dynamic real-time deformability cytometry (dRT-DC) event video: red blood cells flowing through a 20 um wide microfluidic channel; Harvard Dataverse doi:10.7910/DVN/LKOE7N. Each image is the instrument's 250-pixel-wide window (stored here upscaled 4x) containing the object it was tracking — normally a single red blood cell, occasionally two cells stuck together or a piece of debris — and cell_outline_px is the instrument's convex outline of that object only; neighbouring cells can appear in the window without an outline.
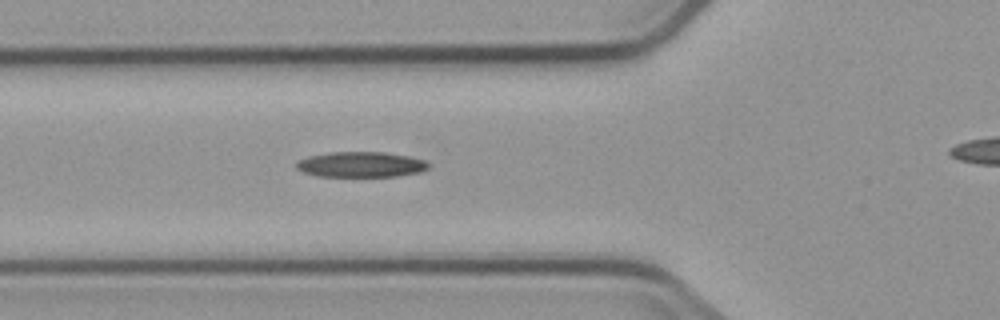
{"species": "common noctule bat (a hibernating species)", "species_latin": "Nyctalus noctula", "temperature_condition": "cold", "stored_images_in_passage": 4, "camera_frame_rate_fps": 3000, "um_per_image_px": 0.085, "animal": {"sex": "male", "body_mass_g": 23.1, "forearm_length_mm": 52.7}, "frame": {"image": 1, "passage_image": 3, "time_ms": 2.333, "image_size_px": [1000, 320], "cell_outline_px": [[432, 164], [428, 168], [420, 172], [396, 176], [316, 176], [304, 172], [296, 168], [296, 160], [308, 156], [332, 152], [384, 152], [408, 156], [428, 160]], "centroid_in_image_um": [30.7, 13.97], "position_along_channel_um": 95.1, "area_um2": 19.71}}